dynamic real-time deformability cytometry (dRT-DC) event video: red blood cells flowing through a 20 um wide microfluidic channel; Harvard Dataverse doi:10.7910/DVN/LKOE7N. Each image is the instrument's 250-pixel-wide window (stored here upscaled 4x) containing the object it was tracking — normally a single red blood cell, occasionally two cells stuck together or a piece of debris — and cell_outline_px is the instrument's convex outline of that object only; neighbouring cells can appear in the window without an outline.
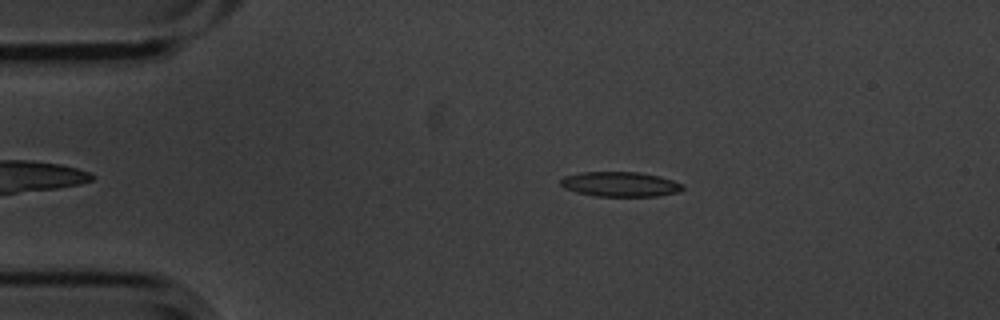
{"species": "common noctule bat (a hibernating species)", "species_latin": "Nyctalus noctula", "temperature_condition": "cold", "stored_images_in_passage": 4, "camera_frame_rate_fps": 3000, "um_per_image_px": 0.085, "animal": {"sex": "male", "body_mass_g": 20.1, "forearm_length_mm": 53.5}, "frame": {"image": 1, "passage_image": 2, "time_ms": 0.333, "image_size_px": [1000, 320], "cell_outline_px": [[684, 188], [680, 192], [656, 196], [596, 196], [576, 192], [564, 188], [560, 184], [560, 180], [564, 176], [580, 172], [640, 172], [660, 176], [684, 184]], "centroid_in_image_um": [52.73, 15.65], "position_along_channel_um": 32.3, "area_um2": 17.8}}
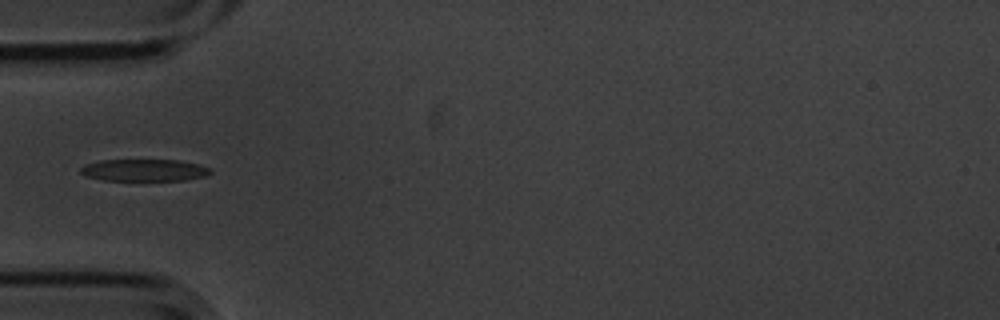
{"frame": {"image": 2, "passage_image": 4, "time_ms": 1.0, "image_size_px": [1000, 320], "cell_outline_px": [[212, 172], [204, 176], [184, 180], [104, 180], [84, 176], [80, 172], [80, 168], [84, 164], [100, 160], [180, 160], [212, 168]], "centroid_in_image_um": [12.22, 14.46], "position_along_channel_um": 72.8, "area_um2": 16.65}}